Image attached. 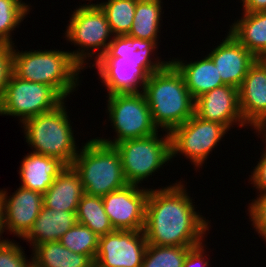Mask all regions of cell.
Masks as SVG:
<instances>
[{
	"label": "cell",
	"instance_id": "cell-21",
	"mask_svg": "<svg viewBox=\"0 0 266 267\" xmlns=\"http://www.w3.org/2000/svg\"><path fill=\"white\" fill-rule=\"evenodd\" d=\"M203 57L200 60L188 62L175 57L169 59L182 74L186 87L194 100L202 94L224 85L212 59L208 55Z\"/></svg>",
	"mask_w": 266,
	"mask_h": 267
},
{
	"label": "cell",
	"instance_id": "cell-36",
	"mask_svg": "<svg viewBox=\"0 0 266 267\" xmlns=\"http://www.w3.org/2000/svg\"><path fill=\"white\" fill-rule=\"evenodd\" d=\"M242 8V12H265L266 0H248Z\"/></svg>",
	"mask_w": 266,
	"mask_h": 267
},
{
	"label": "cell",
	"instance_id": "cell-35",
	"mask_svg": "<svg viewBox=\"0 0 266 267\" xmlns=\"http://www.w3.org/2000/svg\"><path fill=\"white\" fill-rule=\"evenodd\" d=\"M205 242L192 247L184 259V263L182 267H209L210 261L207 257L208 251H206L207 245Z\"/></svg>",
	"mask_w": 266,
	"mask_h": 267
},
{
	"label": "cell",
	"instance_id": "cell-24",
	"mask_svg": "<svg viewBox=\"0 0 266 267\" xmlns=\"http://www.w3.org/2000/svg\"><path fill=\"white\" fill-rule=\"evenodd\" d=\"M35 267H94V261L84 254L65 248L59 241L37 245L32 250Z\"/></svg>",
	"mask_w": 266,
	"mask_h": 267
},
{
	"label": "cell",
	"instance_id": "cell-33",
	"mask_svg": "<svg viewBox=\"0 0 266 267\" xmlns=\"http://www.w3.org/2000/svg\"><path fill=\"white\" fill-rule=\"evenodd\" d=\"M14 45L0 43V101L13 74Z\"/></svg>",
	"mask_w": 266,
	"mask_h": 267
},
{
	"label": "cell",
	"instance_id": "cell-7",
	"mask_svg": "<svg viewBox=\"0 0 266 267\" xmlns=\"http://www.w3.org/2000/svg\"><path fill=\"white\" fill-rule=\"evenodd\" d=\"M108 121L115 136L112 139L96 137L99 142L114 146L124 140L137 139L161 130L153 123L150 108L143 92L117 93L106 96Z\"/></svg>",
	"mask_w": 266,
	"mask_h": 267
},
{
	"label": "cell",
	"instance_id": "cell-9",
	"mask_svg": "<svg viewBox=\"0 0 266 267\" xmlns=\"http://www.w3.org/2000/svg\"><path fill=\"white\" fill-rule=\"evenodd\" d=\"M228 131L222 124L201 119L194 114L169 132L171 161L177 155H183L195 170L203 168L209 155L219 146L217 143H221Z\"/></svg>",
	"mask_w": 266,
	"mask_h": 267
},
{
	"label": "cell",
	"instance_id": "cell-23",
	"mask_svg": "<svg viewBox=\"0 0 266 267\" xmlns=\"http://www.w3.org/2000/svg\"><path fill=\"white\" fill-rule=\"evenodd\" d=\"M229 32L257 59L266 55V11L242 12Z\"/></svg>",
	"mask_w": 266,
	"mask_h": 267
},
{
	"label": "cell",
	"instance_id": "cell-14",
	"mask_svg": "<svg viewBox=\"0 0 266 267\" xmlns=\"http://www.w3.org/2000/svg\"><path fill=\"white\" fill-rule=\"evenodd\" d=\"M2 189L4 201V228L13 236L22 238L32 227L43 206V194L21 186L12 195Z\"/></svg>",
	"mask_w": 266,
	"mask_h": 267
},
{
	"label": "cell",
	"instance_id": "cell-32",
	"mask_svg": "<svg viewBox=\"0 0 266 267\" xmlns=\"http://www.w3.org/2000/svg\"><path fill=\"white\" fill-rule=\"evenodd\" d=\"M253 200V201H252ZM248 203V216L251 221V227L266 242V195H257Z\"/></svg>",
	"mask_w": 266,
	"mask_h": 267
},
{
	"label": "cell",
	"instance_id": "cell-2",
	"mask_svg": "<svg viewBox=\"0 0 266 267\" xmlns=\"http://www.w3.org/2000/svg\"><path fill=\"white\" fill-rule=\"evenodd\" d=\"M143 94L158 129L170 132L194 115L195 100L186 87L182 74L169 62L149 75Z\"/></svg>",
	"mask_w": 266,
	"mask_h": 267
},
{
	"label": "cell",
	"instance_id": "cell-4",
	"mask_svg": "<svg viewBox=\"0 0 266 267\" xmlns=\"http://www.w3.org/2000/svg\"><path fill=\"white\" fill-rule=\"evenodd\" d=\"M65 102L49 112L27 119L21 127L25 142L33 149L32 152L58 158L67 166H72L80 148Z\"/></svg>",
	"mask_w": 266,
	"mask_h": 267
},
{
	"label": "cell",
	"instance_id": "cell-6",
	"mask_svg": "<svg viewBox=\"0 0 266 267\" xmlns=\"http://www.w3.org/2000/svg\"><path fill=\"white\" fill-rule=\"evenodd\" d=\"M71 13L64 38L74 47L78 46L70 53L85 70L91 68L88 61L95 57L93 61L96 62L105 55L114 35L104 11L97 3L79 4Z\"/></svg>",
	"mask_w": 266,
	"mask_h": 267
},
{
	"label": "cell",
	"instance_id": "cell-31",
	"mask_svg": "<svg viewBox=\"0 0 266 267\" xmlns=\"http://www.w3.org/2000/svg\"><path fill=\"white\" fill-rule=\"evenodd\" d=\"M20 244L15 240L7 239L0 241V267H32V254L30 259L26 256Z\"/></svg>",
	"mask_w": 266,
	"mask_h": 267
},
{
	"label": "cell",
	"instance_id": "cell-18",
	"mask_svg": "<svg viewBox=\"0 0 266 267\" xmlns=\"http://www.w3.org/2000/svg\"><path fill=\"white\" fill-rule=\"evenodd\" d=\"M158 47L152 40L136 39L127 35L113 36V40L102 57H123L127 62L141 67L148 75H151L170 62V60L161 61V57L157 56L159 53L155 54Z\"/></svg>",
	"mask_w": 266,
	"mask_h": 267
},
{
	"label": "cell",
	"instance_id": "cell-3",
	"mask_svg": "<svg viewBox=\"0 0 266 267\" xmlns=\"http://www.w3.org/2000/svg\"><path fill=\"white\" fill-rule=\"evenodd\" d=\"M15 47L17 46L14 45L13 74L18 78L49 85L64 100L82 85L79 75L84 69L75 61L69 50L19 51Z\"/></svg>",
	"mask_w": 266,
	"mask_h": 267
},
{
	"label": "cell",
	"instance_id": "cell-39",
	"mask_svg": "<svg viewBox=\"0 0 266 267\" xmlns=\"http://www.w3.org/2000/svg\"><path fill=\"white\" fill-rule=\"evenodd\" d=\"M266 65V55L259 58Z\"/></svg>",
	"mask_w": 266,
	"mask_h": 267
},
{
	"label": "cell",
	"instance_id": "cell-29",
	"mask_svg": "<svg viewBox=\"0 0 266 267\" xmlns=\"http://www.w3.org/2000/svg\"><path fill=\"white\" fill-rule=\"evenodd\" d=\"M59 242L70 251L88 255L94 261L98 251L99 236L88 227L76 223L61 236Z\"/></svg>",
	"mask_w": 266,
	"mask_h": 267
},
{
	"label": "cell",
	"instance_id": "cell-28",
	"mask_svg": "<svg viewBox=\"0 0 266 267\" xmlns=\"http://www.w3.org/2000/svg\"><path fill=\"white\" fill-rule=\"evenodd\" d=\"M30 5L22 0H0V43L15 44L12 34L32 10Z\"/></svg>",
	"mask_w": 266,
	"mask_h": 267
},
{
	"label": "cell",
	"instance_id": "cell-15",
	"mask_svg": "<svg viewBox=\"0 0 266 267\" xmlns=\"http://www.w3.org/2000/svg\"><path fill=\"white\" fill-rule=\"evenodd\" d=\"M210 51L207 55L217 66L223 84L236 88L240 87L250 66L257 60L229 31Z\"/></svg>",
	"mask_w": 266,
	"mask_h": 267
},
{
	"label": "cell",
	"instance_id": "cell-37",
	"mask_svg": "<svg viewBox=\"0 0 266 267\" xmlns=\"http://www.w3.org/2000/svg\"><path fill=\"white\" fill-rule=\"evenodd\" d=\"M5 232L4 228V201H3V193L2 189H0V241L3 239V233ZM2 236V237H1Z\"/></svg>",
	"mask_w": 266,
	"mask_h": 267
},
{
	"label": "cell",
	"instance_id": "cell-26",
	"mask_svg": "<svg viewBox=\"0 0 266 267\" xmlns=\"http://www.w3.org/2000/svg\"><path fill=\"white\" fill-rule=\"evenodd\" d=\"M76 219L77 223L88 227L99 237L115 231L104 210L101 196L84 194L77 207Z\"/></svg>",
	"mask_w": 266,
	"mask_h": 267
},
{
	"label": "cell",
	"instance_id": "cell-17",
	"mask_svg": "<svg viewBox=\"0 0 266 267\" xmlns=\"http://www.w3.org/2000/svg\"><path fill=\"white\" fill-rule=\"evenodd\" d=\"M244 122L253 130L266 119V65L258 58L238 88Z\"/></svg>",
	"mask_w": 266,
	"mask_h": 267
},
{
	"label": "cell",
	"instance_id": "cell-27",
	"mask_svg": "<svg viewBox=\"0 0 266 267\" xmlns=\"http://www.w3.org/2000/svg\"><path fill=\"white\" fill-rule=\"evenodd\" d=\"M138 0H107L96 2L104 11L114 36L128 35Z\"/></svg>",
	"mask_w": 266,
	"mask_h": 267
},
{
	"label": "cell",
	"instance_id": "cell-40",
	"mask_svg": "<svg viewBox=\"0 0 266 267\" xmlns=\"http://www.w3.org/2000/svg\"><path fill=\"white\" fill-rule=\"evenodd\" d=\"M248 0H240V3H242V7L246 4Z\"/></svg>",
	"mask_w": 266,
	"mask_h": 267
},
{
	"label": "cell",
	"instance_id": "cell-13",
	"mask_svg": "<svg viewBox=\"0 0 266 267\" xmlns=\"http://www.w3.org/2000/svg\"><path fill=\"white\" fill-rule=\"evenodd\" d=\"M194 114L201 119L218 122L229 131L233 126L250 128L241 115L238 88L222 85L195 99Z\"/></svg>",
	"mask_w": 266,
	"mask_h": 267
},
{
	"label": "cell",
	"instance_id": "cell-12",
	"mask_svg": "<svg viewBox=\"0 0 266 267\" xmlns=\"http://www.w3.org/2000/svg\"><path fill=\"white\" fill-rule=\"evenodd\" d=\"M149 188L128 184L102 197L103 206L115 230L144 229Z\"/></svg>",
	"mask_w": 266,
	"mask_h": 267
},
{
	"label": "cell",
	"instance_id": "cell-34",
	"mask_svg": "<svg viewBox=\"0 0 266 267\" xmlns=\"http://www.w3.org/2000/svg\"><path fill=\"white\" fill-rule=\"evenodd\" d=\"M263 149L257 165L249 175V182L257 190V195H266V146Z\"/></svg>",
	"mask_w": 266,
	"mask_h": 267
},
{
	"label": "cell",
	"instance_id": "cell-20",
	"mask_svg": "<svg viewBox=\"0 0 266 267\" xmlns=\"http://www.w3.org/2000/svg\"><path fill=\"white\" fill-rule=\"evenodd\" d=\"M76 223V211H56L42 206L37 219L21 240H26L33 250L39 244L59 241Z\"/></svg>",
	"mask_w": 266,
	"mask_h": 267
},
{
	"label": "cell",
	"instance_id": "cell-16",
	"mask_svg": "<svg viewBox=\"0 0 266 267\" xmlns=\"http://www.w3.org/2000/svg\"><path fill=\"white\" fill-rule=\"evenodd\" d=\"M94 66L107 95L143 92L149 77L141 67L127 62L123 57H101L90 69Z\"/></svg>",
	"mask_w": 266,
	"mask_h": 267
},
{
	"label": "cell",
	"instance_id": "cell-5",
	"mask_svg": "<svg viewBox=\"0 0 266 267\" xmlns=\"http://www.w3.org/2000/svg\"><path fill=\"white\" fill-rule=\"evenodd\" d=\"M72 166L87 195L103 197L128 185L118 151L96 138L82 143Z\"/></svg>",
	"mask_w": 266,
	"mask_h": 267
},
{
	"label": "cell",
	"instance_id": "cell-11",
	"mask_svg": "<svg viewBox=\"0 0 266 267\" xmlns=\"http://www.w3.org/2000/svg\"><path fill=\"white\" fill-rule=\"evenodd\" d=\"M147 245L143 230H115L99 237L94 267H141Z\"/></svg>",
	"mask_w": 266,
	"mask_h": 267
},
{
	"label": "cell",
	"instance_id": "cell-10",
	"mask_svg": "<svg viewBox=\"0 0 266 267\" xmlns=\"http://www.w3.org/2000/svg\"><path fill=\"white\" fill-rule=\"evenodd\" d=\"M63 101L51 86L26 81L12 74L0 101V116L18 117L22 124L29 118L55 109Z\"/></svg>",
	"mask_w": 266,
	"mask_h": 267
},
{
	"label": "cell",
	"instance_id": "cell-30",
	"mask_svg": "<svg viewBox=\"0 0 266 267\" xmlns=\"http://www.w3.org/2000/svg\"><path fill=\"white\" fill-rule=\"evenodd\" d=\"M191 248L148 244L141 267H182Z\"/></svg>",
	"mask_w": 266,
	"mask_h": 267
},
{
	"label": "cell",
	"instance_id": "cell-22",
	"mask_svg": "<svg viewBox=\"0 0 266 267\" xmlns=\"http://www.w3.org/2000/svg\"><path fill=\"white\" fill-rule=\"evenodd\" d=\"M84 194L79 173L73 166H67L43 194V206L56 211H77Z\"/></svg>",
	"mask_w": 266,
	"mask_h": 267
},
{
	"label": "cell",
	"instance_id": "cell-19",
	"mask_svg": "<svg viewBox=\"0 0 266 267\" xmlns=\"http://www.w3.org/2000/svg\"><path fill=\"white\" fill-rule=\"evenodd\" d=\"M19 167L21 187L44 194L67 165L58 158L30 151Z\"/></svg>",
	"mask_w": 266,
	"mask_h": 267
},
{
	"label": "cell",
	"instance_id": "cell-25",
	"mask_svg": "<svg viewBox=\"0 0 266 267\" xmlns=\"http://www.w3.org/2000/svg\"><path fill=\"white\" fill-rule=\"evenodd\" d=\"M163 0H138L132 28L127 36L159 44ZM159 37V38H158Z\"/></svg>",
	"mask_w": 266,
	"mask_h": 267
},
{
	"label": "cell",
	"instance_id": "cell-8",
	"mask_svg": "<svg viewBox=\"0 0 266 267\" xmlns=\"http://www.w3.org/2000/svg\"><path fill=\"white\" fill-rule=\"evenodd\" d=\"M164 132L163 136L158 132L143 138L124 140L114 145L120 155L128 184L142 187V183L152 177V174L171 162L170 134Z\"/></svg>",
	"mask_w": 266,
	"mask_h": 267
},
{
	"label": "cell",
	"instance_id": "cell-38",
	"mask_svg": "<svg viewBox=\"0 0 266 267\" xmlns=\"http://www.w3.org/2000/svg\"><path fill=\"white\" fill-rule=\"evenodd\" d=\"M254 134L256 133V135L262 139V142H264L265 146H266V119H264L256 128H254ZM261 137H260V136ZM264 137V138H263Z\"/></svg>",
	"mask_w": 266,
	"mask_h": 267
},
{
	"label": "cell",
	"instance_id": "cell-1",
	"mask_svg": "<svg viewBox=\"0 0 266 267\" xmlns=\"http://www.w3.org/2000/svg\"><path fill=\"white\" fill-rule=\"evenodd\" d=\"M183 182L149 188L143 229L148 244L194 247L206 242L211 220L196 211Z\"/></svg>",
	"mask_w": 266,
	"mask_h": 267
}]
</instances>
